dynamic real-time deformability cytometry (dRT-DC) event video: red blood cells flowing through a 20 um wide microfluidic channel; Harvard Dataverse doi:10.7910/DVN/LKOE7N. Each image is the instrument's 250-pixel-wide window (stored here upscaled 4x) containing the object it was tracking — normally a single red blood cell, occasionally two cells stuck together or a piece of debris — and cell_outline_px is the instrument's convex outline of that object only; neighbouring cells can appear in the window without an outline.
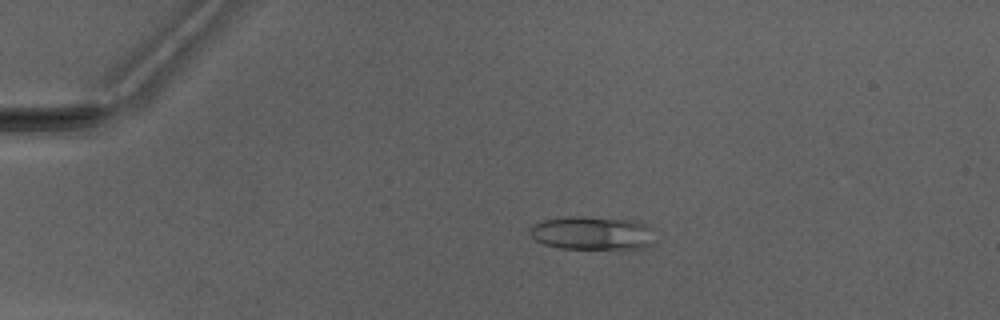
{"species": "Egyptian fruit bat (a non-hibernating species)", "species_latin": "Rousettus aegyptiacus", "temperature_condition": "warm", "stored_images_in_passage": 3, "camera_frame_rate_fps": 3000, "um_per_image_px": 0.085, "animal": {"sex": "male"}, "frame": {"image": 1, "passage_image": 1, "time_ms": 0.0, "image_size_px": [1000, 320], "cell_outline_px": [[656, 228], [652, 244], [644, 248], [560, 248], [544, 244], [536, 240], [528, 232], [528, 228], [532, 224], [544, 220], [568, 216], [588, 216], [636, 220], [648, 224]], "centroid_in_image_um": [50.39, 19.78], "position_along_channel_um": 34.6, "area_um2": 24.91}}